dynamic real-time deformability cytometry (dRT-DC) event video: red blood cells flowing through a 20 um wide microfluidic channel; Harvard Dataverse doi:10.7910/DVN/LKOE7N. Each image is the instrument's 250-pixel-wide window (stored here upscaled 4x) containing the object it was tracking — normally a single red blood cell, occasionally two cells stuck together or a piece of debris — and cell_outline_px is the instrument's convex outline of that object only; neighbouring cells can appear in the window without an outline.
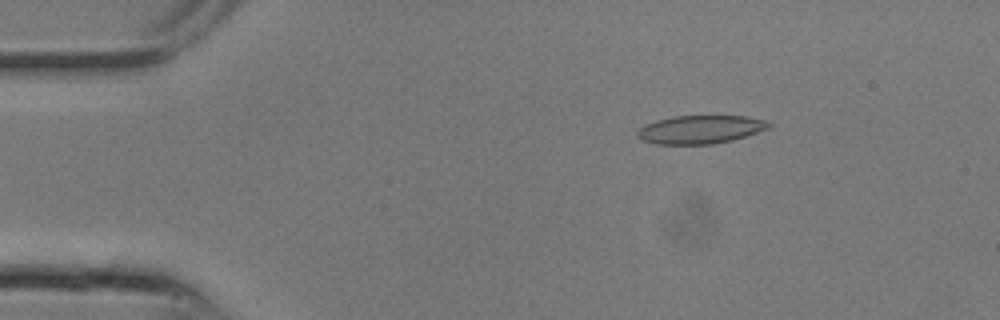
{"species": "common noctule bat (a hibernating species)", "species_latin": "Nyctalus noctula", "temperature_condition": "room temperature", "stored_images_in_passage": 13, "camera_frame_rate_fps": 3000, "um_per_image_px": 0.085, "animal": {"sex": "male", "body_mass_g": 13.3}, "frame": {"image": 1, "passage_image": 4, "time_ms": 1.0, "image_size_px": [1000, 320], "cell_outline_px": [[772, 124], [768, 128], [732, 140], [712, 144], [656, 144], [640, 140], [636, 136], [636, 132], [644, 124], [656, 120], [672, 116], [748, 116], [768, 120]], "centroid_in_image_um": [59.49, 11.0], "position_along_channel_um": 25.5, "area_um2": 21.79}}
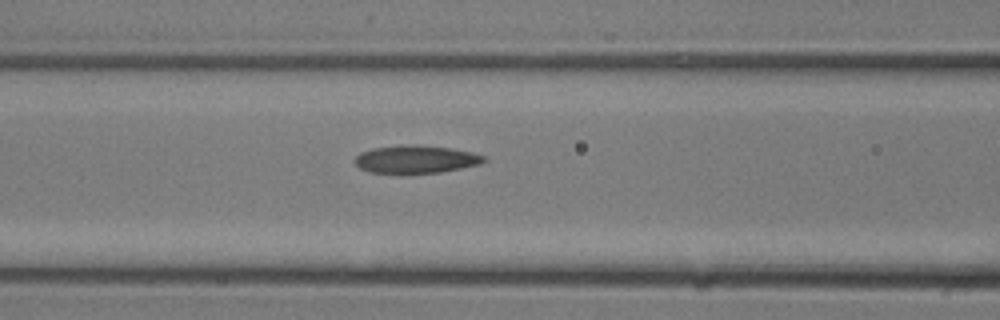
{"frame": {"image": 2, "passage_image": 10, "time_ms": 3.0, "image_size_px": [1000, 320], "cell_outline_px": [[488, 160], [480, 164], [440, 172], [368, 172], [360, 168], [352, 160], [360, 152], [372, 148], [452, 148], [472, 152], [484, 156]], "centroid_in_image_um": [35.36, 13.58], "position_along_channel_um": 131.2, "area_um2": 19.54}}
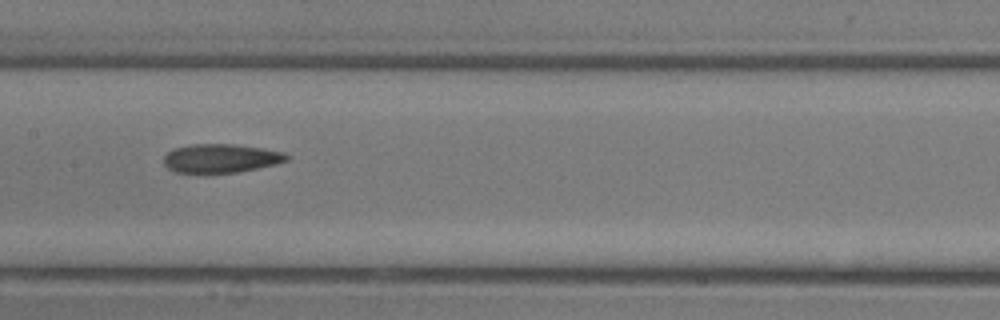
{"frame": {"image": 3, "passage_image": 12, "time_ms": 3.667, "image_size_px": [1000, 320], "cell_outline_px": [[292, 156], [288, 160], [276, 164], [236, 172], [176, 172], [168, 168], [164, 164], [164, 156], [172, 148], [192, 144], [236, 144], [284, 152]], "centroid_in_image_um": [18.79, 13.44], "position_along_channel_um": 188.6, "area_um2": 20.46}}